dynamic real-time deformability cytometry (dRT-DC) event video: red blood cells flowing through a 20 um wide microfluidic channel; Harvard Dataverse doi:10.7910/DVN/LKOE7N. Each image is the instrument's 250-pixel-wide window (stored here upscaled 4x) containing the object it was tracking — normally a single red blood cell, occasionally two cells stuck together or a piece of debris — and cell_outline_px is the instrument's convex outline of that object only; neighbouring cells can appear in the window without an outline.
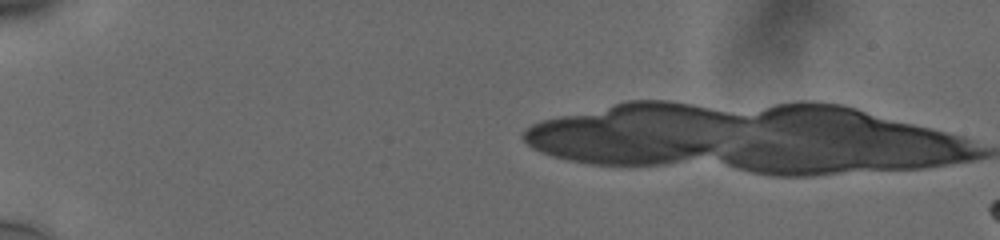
{"species": "human", "species_latin": "Homo sapiens", "temperature_condition": "cold", "stored_images_in_passage": 4, "camera_frame_rate_fps": 3000, "um_per_image_px": 0.085, "donor": {"sex": "male"}, "frame": {"image": 1, "passage_image": 1, "time_ms": 0.0, "image_size_px": [1000, 240], "cell_outline_px": [[968, 156], [924, 164], [904, 164], [764, 116], [772, 108], [792, 104], [820, 104], [848, 108], [932, 132], [944, 136], [968, 152]], "centroid_in_image_um": [73.93, 11.32], "position_along_channel_um": 11.1, "area_um2": 42.48}}